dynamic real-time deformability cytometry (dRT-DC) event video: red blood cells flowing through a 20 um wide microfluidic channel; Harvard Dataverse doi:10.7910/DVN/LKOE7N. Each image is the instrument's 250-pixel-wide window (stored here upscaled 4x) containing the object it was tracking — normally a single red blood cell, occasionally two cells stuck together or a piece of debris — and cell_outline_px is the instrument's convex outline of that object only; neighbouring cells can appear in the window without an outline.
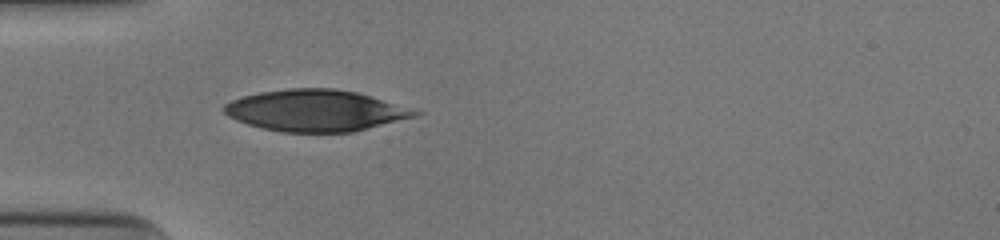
{"species": "human", "species_latin": "Homo sapiens", "temperature_condition": "cold", "stored_images_in_passage": 30, "camera_frame_rate_fps": 3000, "um_per_image_px": 0.085, "donor": {"sex": "male"}, "frame": {"image": 1, "passage_image": 1, "time_ms": 0.0, "image_size_px": [1000, 240], "cell_outline_px": [[424, 112], [416, 116], [352, 132], [284, 132], [264, 128], [248, 124], [236, 120], [228, 116], [220, 108], [224, 104], [232, 100], [244, 96], [260, 92], [288, 88], [332, 88], [356, 92]], "centroid_in_image_um": [26.79, 9.39], "position_along_channel_um": 58.2, "area_um2": 45.78}}
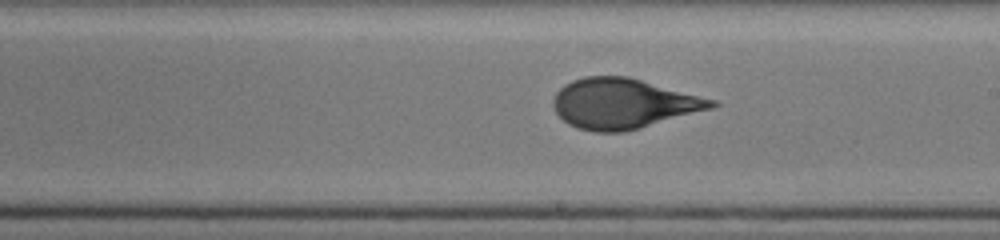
{"frame": {"image": 2, "passage_image": 15, "time_ms": 4.667, "image_size_px": [1000, 240], "cell_outline_px": [[720, 104], [712, 108], [640, 128], [624, 132], [596, 132], [576, 128], [568, 124], [556, 112], [552, 104], [552, 100], [556, 92], [564, 84], [572, 80], [584, 76], [628, 76], [716, 100]], "centroid_in_image_um": [52.95, 8.8], "position_along_channel_um": 236.0, "area_um2": 46.24}}
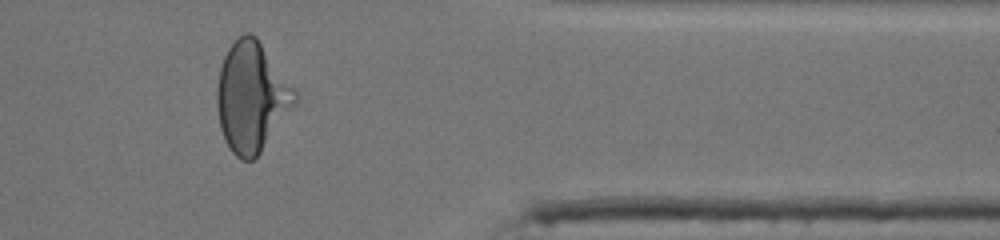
{"frame": {"image": 3, "passage_image": 28, "time_ms": 9.0, "image_size_px": [1000, 240], "cell_outline_px": [[296, 100], [260, 152], [252, 160], [240, 160], [232, 152], [224, 140], [220, 128], [216, 108], [216, 88], [220, 68], [224, 56], [228, 48], [244, 32], [248, 32], [256, 36], [296, 92]], "centroid_in_image_um": [21.32, 8.24], "position_along_channel_um": 390.1, "area_um2": 48.84}, "authors_computed_cell_mechanics": {"area_um2": 45.9221, "velocity_mm_per_s": 3.9406, "shape_relaxation_time_tau1_ms": 4.7153, "shape_relaxation_time_tau2_ms": 0.7068, "deformation_change_tau1": 0.1949, "deformation_change_tau2": 0.0652}}